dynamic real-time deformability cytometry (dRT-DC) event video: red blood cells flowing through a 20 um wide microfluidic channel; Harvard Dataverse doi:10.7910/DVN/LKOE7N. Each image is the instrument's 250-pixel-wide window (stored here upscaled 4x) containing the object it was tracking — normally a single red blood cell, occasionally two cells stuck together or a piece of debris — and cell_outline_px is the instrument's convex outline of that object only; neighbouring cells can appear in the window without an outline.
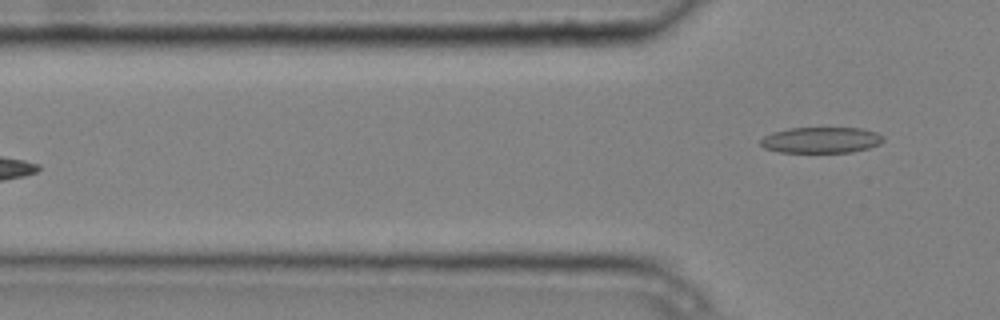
{"species": "common noctule bat (a hibernating species)", "species_latin": "Nyctalus noctula", "temperature_condition": "cold", "stored_images_in_passage": 5, "camera_frame_rate_fps": 3000, "um_per_image_px": 0.085, "animal": {"sex": "male", "body_mass_g": 20.4}, "frame": {"image": 1, "passage_image": 5, "time_ms": 1.333, "image_size_px": [1000, 320], "cell_outline_px": [[884, 140], [880, 144], [868, 148], [852, 152], [780, 152], [764, 148], [760, 144], [760, 140], [764, 136], [772, 132], [788, 128], [860, 128], [876, 132], [884, 136]], "centroid_in_image_um": [69.79, 11.9], "position_along_channel_um": 56.0, "area_um2": 18.61}}